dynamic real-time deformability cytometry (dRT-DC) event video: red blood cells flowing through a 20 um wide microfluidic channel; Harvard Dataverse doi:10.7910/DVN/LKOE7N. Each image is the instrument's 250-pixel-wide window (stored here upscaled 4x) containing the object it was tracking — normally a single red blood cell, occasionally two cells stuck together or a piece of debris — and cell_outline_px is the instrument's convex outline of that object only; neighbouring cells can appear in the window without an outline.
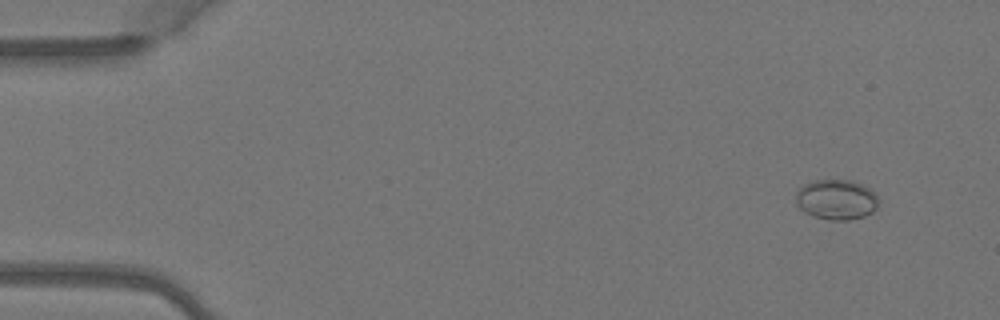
{"species": "Egyptian fruit bat (a non-hibernating species)", "species_latin": "Rousettus aegyptiacus", "temperature_condition": "warm", "stored_images_in_passage": 5, "camera_frame_rate_fps": 3000, "um_per_image_px": 0.085, "animal": {"sex": "female"}, "frame": {"image": 1, "passage_image": 2, "time_ms": 0.333, "image_size_px": [1000, 320], "cell_outline_px": [[880, 200], [876, 208], [872, 212], [864, 216], [848, 220], [828, 220], [812, 216], [804, 212], [796, 204], [796, 192], [804, 184], [812, 180], [852, 180], [876, 192]], "centroid_in_image_um": [71.1, 16.96], "position_along_channel_um": 13.9, "area_um2": 19.59}}
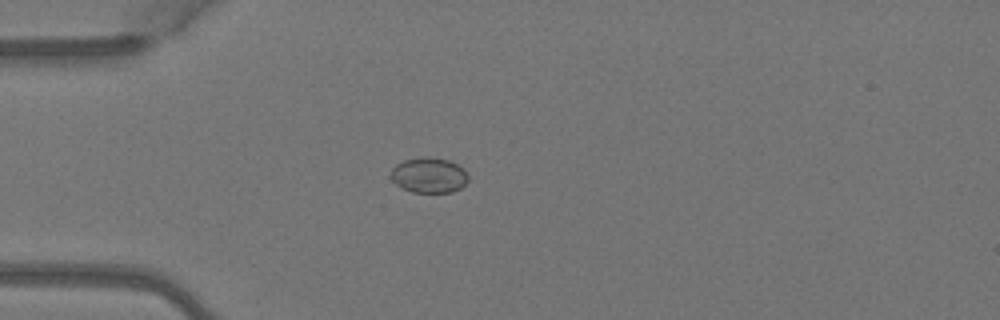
{"frame": {"image": 2, "passage_image": 4, "time_ms": 1.0, "image_size_px": [1000, 320], "cell_outline_px": [[468, 180], [460, 188], [452, 192], [412, 192], [396, 184], [388, 176], [392, 168], [396, 164], [404, 160], [424, 156], [428, 156], [448, 160], [464, 168], [468, 172]], "centroid_in_image_um": [36.45, 14.88], "position_along_channel_um": 48.5, "area_um2": 16.07}}